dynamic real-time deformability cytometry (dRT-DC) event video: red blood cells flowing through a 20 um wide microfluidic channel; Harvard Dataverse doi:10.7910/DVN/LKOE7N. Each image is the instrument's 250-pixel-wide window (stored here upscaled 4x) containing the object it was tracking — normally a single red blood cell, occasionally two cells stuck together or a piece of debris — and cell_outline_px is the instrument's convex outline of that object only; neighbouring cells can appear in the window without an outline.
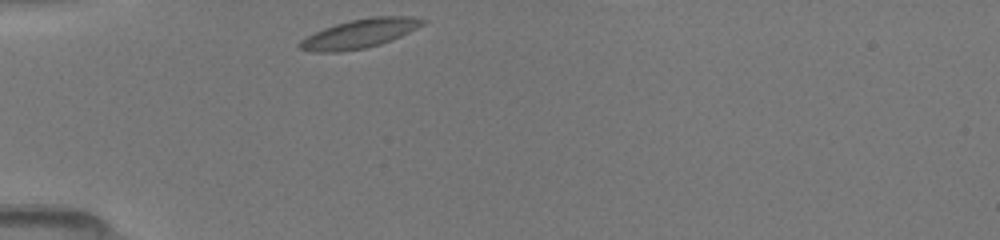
{"species": "common noctule bat (a hibernating species)", "species_latin": "Nyctalus noctula", "temperature_condition": "room temperature", "stored_images_in_passage": 46, "camera_frame_rate_fps": 3000, "um_per_image_px": 0.085, "animal": {"sex": "female", "body_mass_g": 19.5, "forearm_length_mm": 54.1}, "frame": {"image": 1, "passage_image": 1, "time_ms": 0.0, "image_size_px": [1000, 240], "cell_outline_px": [[428, 20], [424, 24], [392, 40], [380, 44], [364, 48], [336, 52], [312, 52], [300, 48], [296, 44], [300, 40], [324, 28], [348, 20], [372, 16], [412, 16]], "centroid_in_image_um": [30.58, 2.84], "position_along_channel_um": 54.4, "area_um2": 20.69}}
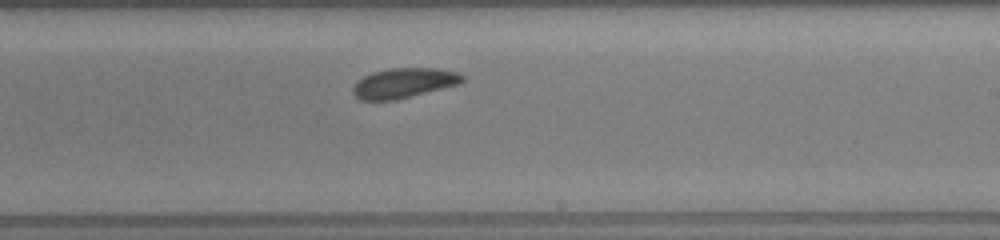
{"frame": {"image": 2, "passage_image": 27, "time_ms": 5.333, "image_size_px": [1000, 240], "cell_outline_px": [[464, 80], [460, 84], [396, 100], [360, 100], [352, 92], [352, 88], [356, 80], [372, 72], [388, 68], [440, 68], [456, 72], [464, 76]], "centroid_in_image_um": [34.31, 7.05], "position_along_channel_um": 254.7, "area_um2": 19.25}}
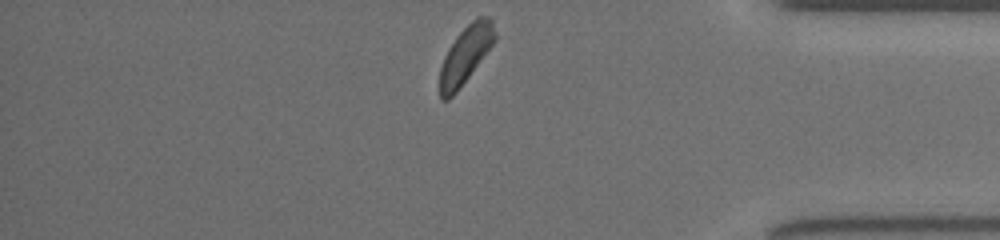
{"frame": {"image": 3, "passage_image": 46, "time_ms": 9.333, "image_size_px": [1000, 240], "cell_outline_px": [[496, 40], [456, 92], [448, 100], [440, 100], [440, 68], [444, 56], [448, 48], [456, 36], [476, 16], [488, 16], [492, 20], [496, 32]], "centroid_in_image_um": [39.57, 4.63], "position_along_channel_um": 395.6, "area_um2": 18.26}}